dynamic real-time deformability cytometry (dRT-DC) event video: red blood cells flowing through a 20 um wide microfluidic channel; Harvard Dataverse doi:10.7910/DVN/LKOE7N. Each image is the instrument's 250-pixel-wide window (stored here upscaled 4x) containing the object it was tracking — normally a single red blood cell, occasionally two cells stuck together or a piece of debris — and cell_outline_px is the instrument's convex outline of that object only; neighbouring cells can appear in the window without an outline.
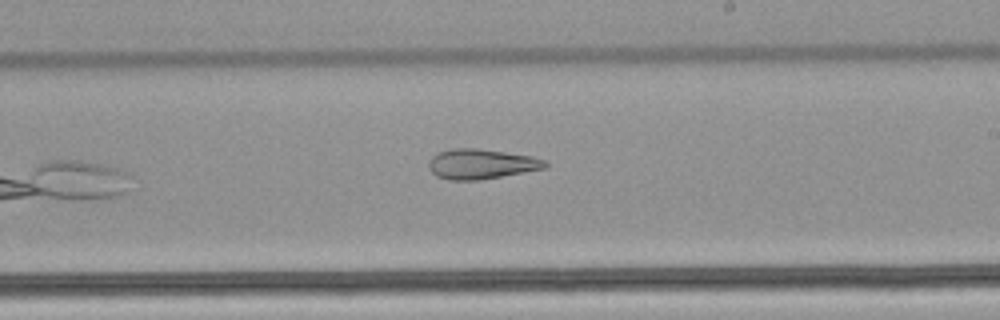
{"species": "common noctule bat (a hibernating species)", "species_latin": "Nyctalus noctula", "temperature_condition": "warm", "stored_images_in_passage": 7, "camera_frame_rate_fps": 3000, "um_per_image_px": 0.085, "animal": {"sex": "male", "body_mass_g": 21.5, "forearm_length_mm": 52.0}, "frame": {"image": 1, "passage_image": 7, "time_ms": 2.0, "image_size_px": [1000, 320], "cell_outline_px": [[548, 164], [544, 168], [480, 180], [448, 180], [436, 176], [428, 168], [428, 160], [432, 156], [440, 152], [452, 148], [476, 148], [532, 156], [548, 160]], "centroid_in_image_um": [40.88, 13.94], "position_along_channel_um": 248.1, "area_um2": 20.35}}